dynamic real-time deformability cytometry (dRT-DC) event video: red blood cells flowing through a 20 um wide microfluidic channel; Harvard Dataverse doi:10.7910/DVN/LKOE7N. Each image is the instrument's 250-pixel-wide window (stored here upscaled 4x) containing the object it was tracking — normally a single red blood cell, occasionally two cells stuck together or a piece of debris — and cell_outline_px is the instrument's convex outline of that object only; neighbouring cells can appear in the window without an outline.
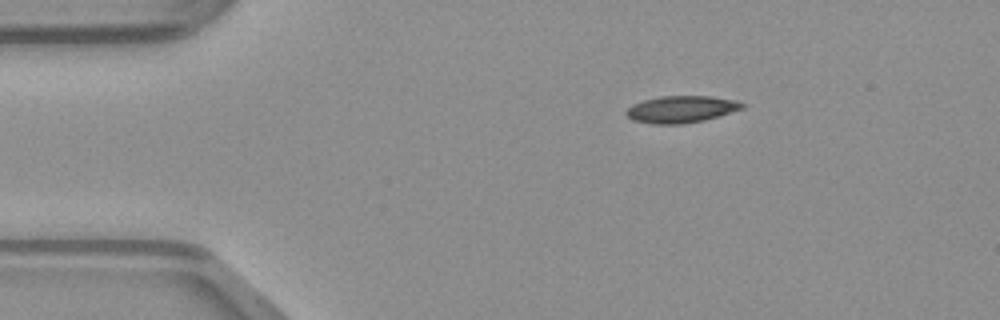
{"species": "common noctule bat (a hibernating species)", "species_latin": "Nyctalus noctula", "temperature_condition": "warm", "stored_images_in_passage": 41, "camera_frame_rate_fps": 3000, "um_per_image_px": 0.085, "animal": {"sex": "male", "body_mass_g": 23.1, "forearm_length_mm": 52.7}, "frame": {"image": 1, "passage_image": 1, "time_ms": 0.0, "image_size_px": [1000, 320], "cell_outline_px": [[748, 104], [744, 108], [704, 120], [680, 124], [652, 124], [632, 120], [624, 112], [632, 104], [644, 100], [660, 96], [708, 96], [736, 100]], "centroid_in_image_um": [57.9, 9.28], "position_along_channel_um": 27.1, "area_um2": 18.21}}
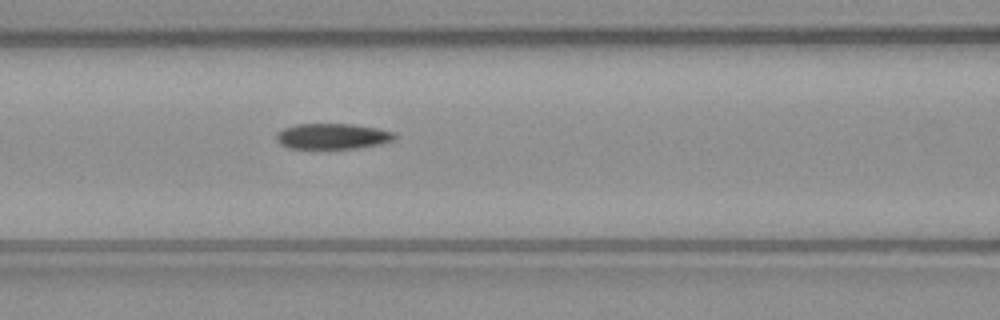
{"frame": {"image": 2, "passage_image": 13, "time_ms": 4.0, "image_size_px": [1000, 320], "cell_outline_px": [[396, 136], [392, 140], [380, 144], [356, 148], [288, 148], [280, 144], [276, 140], [276, 132], [284, 128], [296, 124], [352, 124], [376, 128], [392, 132]], "centroid_in_image_um": [28.2, 11.58], "position_along_channel_um": 138.4, "area_um2": 17.51}}
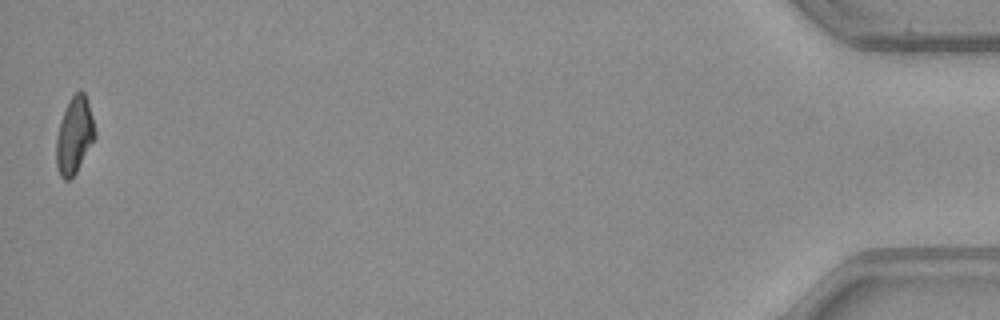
{"frame": {"image": 3, "passage_image": 41, "time_ms": 13.333, "image_size_px": [1000, 320], "cell_outline_px": [[96, 136], [76, 172], [68, 180], [64, 180], [60, 176], [56, 164], [56, 136], [60, 120], [68, 100], [80, 88], [84, 92], [92, 116], [96, 132]], "centroid_in_image_um": [6.3, 11.49], "position_along_channel_um": 428.9, "area_um2": 17.28}}